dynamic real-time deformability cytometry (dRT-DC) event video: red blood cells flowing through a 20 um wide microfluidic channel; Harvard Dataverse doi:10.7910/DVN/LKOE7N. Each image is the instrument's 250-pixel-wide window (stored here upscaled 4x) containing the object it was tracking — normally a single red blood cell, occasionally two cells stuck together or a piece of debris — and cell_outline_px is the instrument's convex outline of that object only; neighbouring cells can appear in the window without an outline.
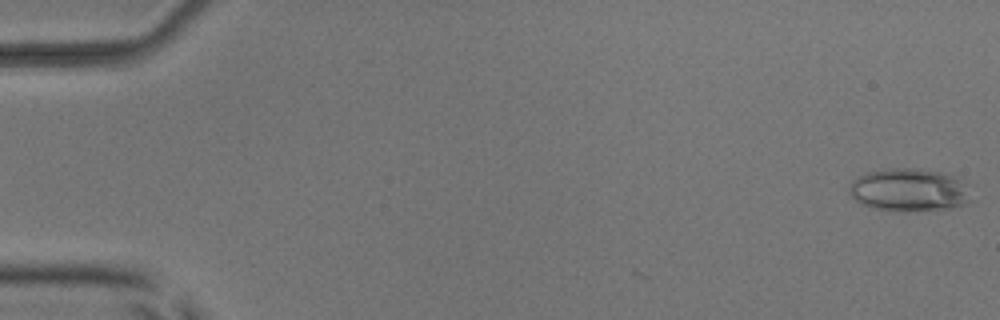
{"species": "common noctule bat (a hibernating species)", "species_latin": "Nyctalus noctula", "temperature_condition": "room temperature", "stored_images_in_passage": 8, "camera_frame_rate_fps": 3000, "um_per_image_px": 0.085, "animal": {"sex": "male", "body_mass_g": 17.9, "forearm_length_mm": 54.2}, "frame": {"image": 1, "passage_image": 1, "time_ms": 0.0, "image_size_px": [1000, 320], "cell_outline_px": [[976, 200], [964, 204], [948, 208], [892, 212], [876, 208], [864, 204], [856, 200], [848, 192], [848, 188], [852, 180], [868, 172], [892, 168], [916, 168], [944, 172], [956, 176], [964, 184]], "centroid_in_image_um": [77.31, 16.14], "position_along_channel_um": 7.7, "area_um2": 30.63}}